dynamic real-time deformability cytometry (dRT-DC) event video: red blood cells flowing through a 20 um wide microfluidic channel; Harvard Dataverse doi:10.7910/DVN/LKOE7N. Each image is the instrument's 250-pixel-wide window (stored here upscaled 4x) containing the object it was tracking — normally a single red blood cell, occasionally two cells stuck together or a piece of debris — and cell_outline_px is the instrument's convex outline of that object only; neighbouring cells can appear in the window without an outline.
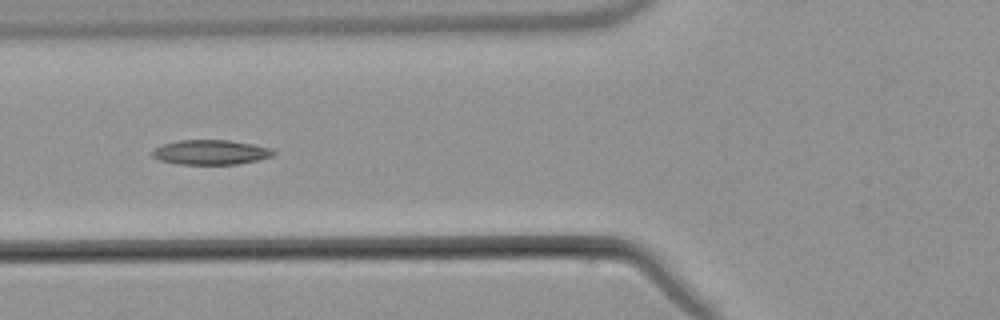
{"species": "common noctule bat (a hibernating species)", "species_latin": "Nyctalus noctula", "temperature_condition": "warm", "stored_images_in_passage": 5, "camera_frame_rate_fps": 3000, "um_per_image_px": 0.085, "animal": {"sex": "male", "body_mass_g": 21.5, "forearm_length_mm": 52.0}, "frame": {"image": 1, "passage_image": 5, "time_ms": 4.667, "image_size_px": [1000, 320], "cell_outline_px": [[276, 152], [272, 156], [256, 160], [236, 164], [180, 164], [160, 160], [152, 156], [152, 152], [156, 148], [164, 144], [180, 140], [228, 140], [252, 144], [268, 148]], "centroid_in_image_um": [17.9, 12.94], "position_along_channel_um": 107.9, "area_um2": 17.11}}